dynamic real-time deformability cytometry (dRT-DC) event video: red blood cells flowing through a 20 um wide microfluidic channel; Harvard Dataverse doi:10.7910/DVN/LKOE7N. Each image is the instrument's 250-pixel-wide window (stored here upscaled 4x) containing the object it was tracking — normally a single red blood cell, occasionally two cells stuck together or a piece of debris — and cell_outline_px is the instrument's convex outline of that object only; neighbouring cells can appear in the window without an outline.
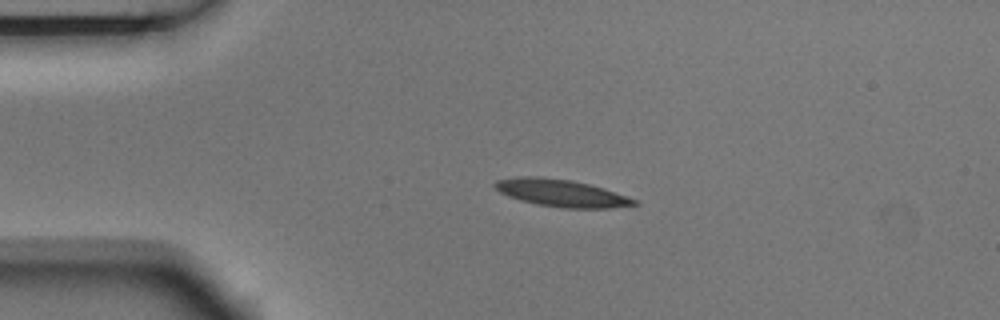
{"species": "Egyptian fruit bat (a non-hibernating species)", "species_latin": "Rousettus aegyptiacus", "temperature_condition": "room temperature", "stored_images_in_passage": 3, "segment_of_instrument_passage": [1, 2], "camera_frame_rate_fps": 3000, "um_per_image_px": 0.085, "animal": {"sex": "male"}, "frame": {"image": 1, "passage_image": 1, "time_ms": 0.0, "image_size_px": [1000, 320], "cell_outline_px": [[640, 204], [612, 208], [564, 208], [536, 204], [520, 200], [508, 196], [500, 192], [492, 184], [496, 180], [520, 176], [536, 176], [572, 180], [604, 188], [640, 200]], "centroid_in_image_um": [47.75, 16.41], "position_along_channel_um": 37.2, "area_um2": 22.31}}